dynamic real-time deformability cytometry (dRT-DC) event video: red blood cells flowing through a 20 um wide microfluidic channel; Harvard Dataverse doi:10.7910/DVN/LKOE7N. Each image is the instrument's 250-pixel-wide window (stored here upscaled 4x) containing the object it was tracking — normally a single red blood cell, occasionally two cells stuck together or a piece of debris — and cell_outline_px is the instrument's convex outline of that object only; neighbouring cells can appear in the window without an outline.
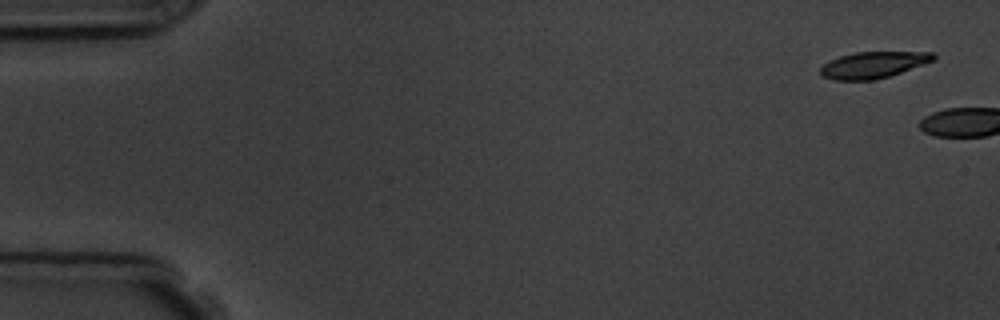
{"species": "common noctule bat (a hibernating species)", "species_latin": "Nyctalus noctula", "temperature_condition": "room temperature", "stored_images_in_passage": 2, "camera_frame_rate_fps": 3000, "um_per_image_px": 0.085, "animal": {"sex": "male", "body_mass_g": 19.5, "forearm_length_mm": 54.6}, "frame": {"image": 1, "passage_image": 1, "time_ms": 0.0, "image_size_px": [1000, 320], "cell_outline_px": [[936, 60], [888, 76], [872, 80], [832, 80], [820, 76], [820, 68], [824, 64], [840, 56], [856, 52], [932, 52], [936, 56]], "centroid_in_image_um": [74.21, 5.52], "position_along_channel_um": 10.8, "area_um2": 17.28}}